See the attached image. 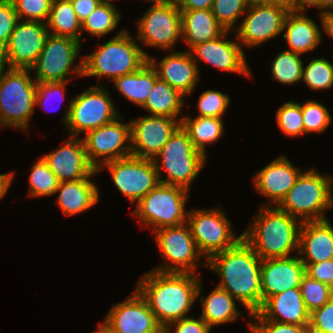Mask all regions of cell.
<instances>
[{"label":"cell","instance_id":"681fc988","mask_svg":"<svg viewBox=\"0 0 333 333\" xmlns=\"http://www.w3.org/2000/svg\"><path fill=\"white\" fill-rule=\"evenodd\" d=\"M174 327V328H173ZM175 329L174 332H171ZM212 328L200 317H186L171 322L164 333H210Z\"/></svg>","mask_w":333,"mask_h":333},{"label":"cell","instance_id":"5b68a950","mask_svg":"<svg viewBox=\"0 0 333 333\" xmlns=\"http://www.w3.org/2000/svg\"><path fill=\"white\" fill-rule=\"evenodd\" d=\"M316 168L304 170L277 206L301 222L324 220L333 208V178Z\"/></svg>","mask_w":333,"mask_h":333},{"label":"cell","instance_id":"680465c9","mask_svg":"<svg viewBox=\"0 0 333 333\" xmlns=\"http://www.w3.org/2000/svg\"><path fill=\"white\" fill-rule=\"evenodd\" d=\"M321 14L333 11V0H321Z\"/></svg>","mask_w":333,"mask_h":333},{"label":"cell","instance_id":"c3c4849f","mask_svg":"<svg viewBox=\"0 0 333 333\" xmlns=\"http://www.w3.org/2000/svg\"><path fill=\"white\" fill-rule=\"evenodd\" d=\"M69 82H46V83H38L36 84L37 91L35 96V106H41L45 111L48 110L45 105L49 102V100H53V98H61V102L65 99L66 93V84ZM57 100V99H56ZM54 101V100H53ZM48 105V104H47ZM59 109V108H57ZM56 109V110H57ZM54 110V109H53ZM52 111V110H51Z\"/></svg>","mask_w":333,"mask_h":333},{"label":"cell","instance_id":"7c38bea8","mask_svg":"<svg viewBox=\"0 0 333 333\" xmlns=\"http://www.w3.org/2000/svg\"><path fill=\"white\" fill-rule=\"evenodd\" d=\"M187 224L190 227L200 253L208 260L213 255L235 246L241 239L232 230V222L221 207L193 209L188 211Z\"/></svg>","mask_w":333,"mask_h":333},{"label":"cell","instance_id":"ac0fdd59","mask_svg":"<svg viewBox=\"0 0 333 333\" xmlns=\"http://www.w3.org/2000/svg\"><path fill=\"white\" fill-rule=\"evenodd\" d=\"M288 10L275 5L250 3L243 20L236 27L235 38L242 47H257L283 32Z\"/></svg>","mask_w":333,"mask_h":333},{"label":"cell","instance_id":"44dd1931","mask_svg":"<svg viewBox=\"0 0 333 333\" xmlns=\"http://www.w3.org/2000/svg\"><path fill=\"white\" fill-rule=\"evenodd\" d=\"M68 139L58 149L42 155L43 159L59 182L92 179L98 172L87 158L83 139Z\"/></svg>","mask_w":333,"mask_h":333},{"label":"cell","instance_id":"d590c367","mask_svg":"<svg viewBox=\"0 0 333 333\" xmlns=\"http://www.w3.org/2000/svg\"><path fill=\"white\" fill-rule=\"evenodd\" d=\"M303 65L301 55L283 50L271 63L272 79L284 85H295L302 80Z\"/></svg>","mask_w":333,"mask_h":333},{"label":"cell","instance_id":"ba28073f","mask_svg":"<svg viewBox=\"0 0 333 333\" xmlns=\"http://www.w3.org/2000/svg\"><path fill=\"white\" fill-rule=\"evenodd\" d=\"M177 185L159 182L146 196L135 205L132 215L138 218V223L152 233L158 229L175 227L187 223L189 210H185L189 192Z\"/></svg>","mask_w":333,"mask_h":333},{"label":"cell","instance_id":"94428289","mask_svg":"<svg viewBox=\"0 0 333 333\" xmlns=\"http://www.w3.org/2000/svg\"><path fill=\"white\" fill-rule=\"evenodd\" d=\"M114 1L115 0H99L100 3L107 4V5H112V6H116V5L113 4Z\"/></svg>","mask_w":333,"mask_h":333},{"label":"cell","instance_id":"db71d44e","mask_svg":"<svg viewBox=\"0 0 333 333\" xmlns=\"http://www.w3.org/2000/svg\"><path fill=\"white\" fill-rule=\"evenodd\" d=\"M317 8L321 14V0H293V11L307 12V8Z\"/></svg>","mask_w":333,"mask_h":333},{"label":"cell","instance_id":"7a4b0ae2","mask_svg":"<svg viewBox=\"0 0 333 333\" xmlns=\"http://www.w3.org/2000/svg\"><path fill=\"white\" fill-rule=\"evenodd\" d=\"M201 277L192 273H165L150 270L137 281L135 289L146 300L157 322L165 329L171 322L186 318L198 300Z\"/></svg>","mask_w":333,"mask_h":333},{"label":"cell","instance_id":"8992f818","mask_svg":"<svg viewBox=\"0 0 333 333\" xmlns=\"http://www.w3.org/2000/svg\"><path fill=\"white\" fill-rule=\"evenodd\" d=\"M31 70L11 69L0 65V126L28 132L35 112L37 82Z\"/></svg>","mask_w":333,"mask_h":333},{"label":"cell","instance_id":"8fae6325","mask_svg":"<svg viewBox=\"0 0 333 333\" xmlns=\"http://www.w3.org/2000/svg\"><path fill=\"white\" fill-rule=\"evenodd\" d=\"M153 234L160 255L168 263L153 267L152 270L165 273L195 274L199 266L207 267V260L198 250L187 223L161 228L154 231ZM200 259H202V263Z\"/></svg>","mask_w":333,"mask_h":333},{"label":"cell","instance_id":"74e56055","mask_svg":"<svg viewBox=\"0 0 333 333\" xmlns=\"http://www.w3.org/2000/svg\"><path fill=\"white\" fill-rule=\"evenodd\" d=\"M314 91L328 90L333 87V64L325 57L311 59L302 71V80Z\"/></svg>","mask_w":333,"mask_h":333},{"label":"cell","instance_id":"3957f363","mask_svg":"<svg viewBox=\"0 0 333 333\" xmlns=\"http://www.w3.org/2000/svg\"><path fill=\"white\" fill-rule=\"evenodd\" d=\"M242 238L261 259L287 258L298 253L302 222L277 206H261Z\"/></svg>","mask_w":333,"mask_h":333},{"label":"cell","instance_id":"6da1fadb","mask_svg":"<svg viewBox=\"0 0 333 333\" xmlns=\"http://www.w3.org/2000/svg\"><path fill=\"white\" fill-rule=\"evenodd\" d=\"M261 264L262 260L243 238L207 260V268L221 279L217 286L229 292L249 315L262 307Z\"/></svg>","mask_w":333,"mask_h":333},{"label":"cell","instance_id":"f546056e","mask_svg":"<svg viewBox=\"0 0 333 333\" xmlns=\"http://www.w3.org/2000/svg\"><path fill=\"white\" fill-rule=\"evenodd\" d=\"M202 280L199 283L197 298L201 301L202 312L200 317L212 328L213 326H221L222 324L231 323L238 320L242 316V312L238 310L236 303L238 302L229 292L219 286L215 288L205 297L202 296ZM201 295V297H200Z\"/></svg>","mask_w":333,"mask_h":333},{"label":"cell","instance_id":"f6af8a7d","mask_svg":"<svg viewBox=\"0 0 333 333\" xmlns=\"http://www.w3.org/2000/svg\"><path fill=\"white\" fill-rule=\"evenodd\" d=\"M18 21L19 19L11 0H0V54L7 46Z\"/></svg>","mask_w":333,"mask_h":333},{"label":"cell","instance_id":"f35d334b","mask_svg":"<svg viewBox=\"0 0 333 333\" xmlns=\"http://www.w3.org/2000/svg\"><path fill=\"white\" fill-rule=\"evenodd\" d=\"M276 120L284 135L292 138L305 135L301 103L291 100L282 104L276 112Z\"/></svg>","mask_w":333,"mask_h":333},{"label":"cell","instance_id":"b9f144b4","mask_svg":"<svg viewBox=\"0 0 333 333\" xmlns=\"http://www.w3.org/2000/svg\"><path fill=\"white\" fill-rule=\"evenodd\" d=\"M300 290L309 313L322 307L333 296V288L307 274L302 279Z\"/></svg>","mask_w":333,"mask_h":333},{"label":"cell","instance_id":"83f0119b","mask_svg":"<svg viewBox=\"0 0 333 333\" xmlns=\"http://www.w3.org/2000/svg\"><path fill=\"white\" fill-rule=\"evenodd\" d=\"M56 204L64 215L72 216L91 209L100 200V191L92 179L59 182Z\"/></svg>","mask_w":333,"mask_h":333},{"label":"cell","instance_id":"d6986e66","mask_svg":"<svg viewBox=\"0 0 333 333\" xmlns=\"http://www.w3.org/2000/svg\"><path fill=\"white\" fill-rule=\"evenodd\" d=\"M229 34L231 31L225 30L217 38L194 46L190 50L193 60L197 65L202 61L217 70L252 78L244 48L237 38L228 39Z\"/></svg>","mask_w":333,"mask_h":333},{"label":"cell","instance_id":"816d5d0a","mask_svg":"<svg viewBox=\"0 0 333 333\" xmlns=\"http://www.w3.org/2000/svg\"><path fill=\"white\" fill-rule=\"evenodd\" d=\"M75 13L82 23L100 3L99 0H70Z\"/></svg>","mask_w":333,"mask_h":333},{"label":"cell","instance_id":"8d00e7d4","mask_svg":"<svg viewBox=\"0 0 333 333\" xmlns=\"http://www.w3.org/2000/svg\"><path fill=\"white\" fill-rule=\"evenodd\" d=\"M29 169L31 172L28 179V195L35 198L55 195L59 180L43 157L41 156Z\"/></svg>","mask_w":333,"mask_h":333},{"label":"cell","instance_id":"30bf717a","mask_svg":"<svg viewBox=\"0 0 333 333\" xmlns=\"http://www.w3.org/2000/svg\"><path fill=\"white\" fill-rule=\"evenodd\" d=\"M81 42L66 36L48 34L44 47L33 67V78L38 83L69 82L70 74L83 77ZM77 63V64H76Z\"/></svg>","mask_w":333,"mask_h":333},{"label":"cell","instance_id":"4316f807","mask_svg":"<svg viewBox=\"0 0 333 333\" xmlns=\"http://www.w3.org/2000/svg\"><path fill=\"white\" fill-rule=\"evenodd\" d=\"M305 12L289 11L283 24V39L289 50L302 55L319 47L323 37L321 28ZM286 31V32H285Z\"/></svg>","mask_w":333,"mask_h":333},{"label":"cell","instance_id":"f5cc1de1","mask_svg":"<svg viewBox=\"0 0 333 333\" xmlns=\"http://www.w3.org/2000/svg\"><path fill=\"white\" fill-rule=\"evenodd\" d=\"M213 0H177L180 10L212 9Z\"/></svg>","mask_w":333,"mask_h":333},{"label":"cell","instance_id":"ee69618b","mask_svg":"<svg viewBox=\"0 0 333 333\" xmlns=\"http://www.w3.org/2000/svg\"><path fill=\"white\" fill-rule=\"evenodd\" d=\"M19 20L46 23L53 0H11Z\"/></svg>","mask_w":333,"mask_h":333},{"label":"cell","instance_id":"52a82bcc","mask_svg":"<svg viewBox=\"0 0 333 333\" xmlns=\"http://www.w3.org/2000/svg\"><path fill=\"white\" fill-rule=\"evenodd\" d=\"M152 160L161 183L189 190L205 167L207 156L195 149L188 133L180 126ZM161 170L167 174L163 179Z\"/></svg>","mask_w":333,"mask_h":333},{"label":"cell","instance_id":"603a6c76","mask_svg":"<svg viewBox=\"0 0 333 333\" xmlns=\"http://www.w3.org/2000/svg\"><path fill=\"white\" fill-rule=\"evenodd\" d=\"M168 55L159 62L150 55L148 61L155 68L158 78L169 86L179 91L182 95L189 96L196 89L200 81L199 65L193 60L190 51H168Z\"/></svg>","mask_w":333,"mask_h":333},{"label":"cell","instance_id":"f907efd6","mask_svg":"<svg viewBox=\"0 0 333 333\" xmlns=\"http://www.w3.org/2000/svg\"><path fill=\"white\" fill-rule=\"evenodd\" d=\"M303 264L307 275L333 288V259Z\"/></svg>","mask_w":333,"mask_h":333},{"label":"cell","instance_id":"bcb514c9","mask_svg":"<svg viewBox=\"0 0 333 333\" xmlns=\"http://www.w3.org/2000/svg\"><path fill=\"white\" fill-rule=\"evenodd\" d=\"M248 329L251 333H311L309 326H300L271 320L249 321Z\"/></svg>","mask_w":333,"mask_h":333},{"label":"cell","instance_id":"836d02e7","mask_svg":"<svg viewBox=\"0 0 333 333\" xmlns=\"http://www.w3.org/2000/svg\"><path fill=\"white\" fill-rule=\"evenodd\" d=\"M46 26L50 34L71 37L83 43L82 24L70 0H53Z\"/></svg>","mask_w":333,"mask_h":333},{"label":"cell","instance_id":"9c48e42d","mask_svg":"<svg viewBox=\"0 0 333 333\" xmlns=\"http://www.w3.org/2000/svg\"><path fill=\"white\" fill-rule=\"evenodd\" d=\"M113 101L108 89L98 85L74 96L61 119L67 134L70 137H81L82 133L85 135L90 130L116 120L121 115Z\"/></svg>","mask_w":333,"mask_h":333},{"label":"cell","instance_id":"6f0895ef","mask_svg":"<svg viewBox=\"0 0 333 333\" xmlns=\"http://www.w3.org/2000/svg\"><path fill=\"white\" fill-rule=\"evenodd\" d=\"M250 3L275 5L283 7L288 11H293V0H250Z\"/></svg>","mask_w":333,"mask_h":333},{"label":"cell","instance_id":"7402d4cb","mask_svg":"<svg viewBox=\"0 0 333 333\" xmlns=\"http://www.w3.org/2000/svg\"><path fill=\"white\" fill-rule=\"evenodd\" d=\"M299 168L282 154L256 172L252 178L253 186L259 195L269 200L263 206H278L281 203L304 171Z\"/></svg>","mask_w":333,"mask_h":333},{"label":"cell","instance_id":"60d3db41","mask_svg":"<svg viewBox=\"0 0 333 333\" xmlns=\"http://www.w3.org/2000/svg\"><path fill=\"white\" fill-rule=\"evenodd\" d=\"M305 134L322 133L332 122V116L326 106L317 100H307L301 104Z\"/></svg>","mask_w":333,"mask_h":333},{"label":"cell","instance_id":"4dcf8cb0","mask_svg":"<svg viewBox=\"0 0 333 333\" xmlns=\"http://www.w3.org/2000/svg\"><path fill=\"white\" fill-rule=\"evenodd\" d=\"M157 79V72L148 61L138 71L120 76L113 82L119 94L129 102L142 107Z\"/></svg>","mask_w":333,"mask_h":333},{"label":"cell","instance_id":"1f68e13d","mask_svg":"<svg viewBox=\"0 0 333 333\" xmlns=\"http://www.w3.org/2000/svg\"><path fill=\"white\" fill-rule=\"evenodd\" d=\"M223 118L182 115L181 126L188 133L195 149L208 155L207 145L217 143L224 134Z\"/></svg>","mask_w":333,"mask_h":333},{"label":"cell","instance_id":"11a10c76","mask_svg":"<svg viewBox=\"0 0 333 333\" xmlns=\"http://www.w3.org/2000/svg\"><path fill=\"white\" fill-rule=\"evenodd\" d=\"M320 21L323 32L326 33L333 40V11L327 12L325 14H320Z\"/></svg>","mask_w":333,"mask_h":333},{"label":"cell","instance_id":"d6a6232c","mask_svg":"<svg viewBox=\"0 0 333 333\" xmlns=\"http://www.w3.org/2000/svg\"><path fill=\"white\" fill-rule=\"evenodd\" d=\"M185 96L169 86L159 78L155 81L145 104L142 106L149 115L167 116L182 120V107L185 105Z\"/></svg>","mask_w":333,"mask_h":333},{"label":"cell","instance_id":"9a60e30c","mask_svg":"<svg viewBox=\"0 0 333 333\" xmlns=\"http://www.w3.org/2000/svg\"><path fill=\"white\" fill-rule=\"evenodd\" d=\"M93 333H164V329L135 289L125 301L111 306Z\"/></svg>","mask_w":333,"mask_h":333},{"label":"cell","instance_id":"f1b7e54d","mask_svg":"<svg viewBox=\"0 0 333 333\" xmlns=\"http://www.w3.org/2000/svg\"><path fill=\"white\" fill-rule=\"evenodd\" d=\"M182 42L190 51L194 46L213 40L225 29L217 22L211 9L180 10Z\"/></svg>","mask_w":333,"mask_h":333},{"label":"cell","instance_id":"4fadbf2b","mask_svg":"<svg viewBox=\"0 0 333 333\" xmlns=\"http://www.w3.org/2000/svg\"><path fill=\"white\" fill-rule=\"evenodd\" d=\"M107 169L112 182L131 204L139 202L159 184L158 173L152 159L129 156L103 163L98 169Z\"/></svg>","mask_w":333,"mask_h":333},{"label":"cell","instance_id":"d4e9b609","mask_svg":"<svg viewBox=\"0 0 333 333\" xmlns=\"http://www.w3.org/2000/svg\"><path fill=\"white\" fill-rule=\"evenodd\" d=\"M250 317L253 320H271L300 326L310 324V313L306 308L300 288H291L270 296L260 310Z\"/></svg>","mask_w":333,"mask_h":333},{"label":"cell","instance_id":"7dc6e473","mask_svg":"<svg viewBox=\"0 0 333 333\" xmlns=\"http://www.w3.org/2000/svg\"><path fill=\"white\" fill-rule=\"evenodd\" d=\"M309 330L311 333H333V296L310 313Z\"/></svg>","mask_w":333,"mask_h":333},{"label":"cell","instance_id":"ab89813d","mask_svg":"<svg viewBox=\"0 0 333 333\" xmlns=\"http://www.w3.org/2000/svg\"><path fill=\"white\" fill-rule=\"evenodd\" d=\"M249 5L250 0H213L211 10L217 22L225 30L234 32L239 18L246 13Z\"/></svg>","mask_w":333,"mask_h":333},{"label":"cell","instance_id":"cb8c5ba5","mask_svg":"<svg viewBox=\"0 0 333 333\" xmlns=\"http://www.w3.org/2000/svg\"><path fill=\"white\" fill-rule=\"evenodd\" d=\"M305 274V265L298 255L262 260V305L270 296L282 293L291 288H300Z\"/></svg>","mask_w":333,"mask_h":333},{"label":"cell","instance_id":"e575fe53","mask_svg":"<svg viewBox=\"0 0 333 333\" xmlns=\"http://www.w3.org/2000/svg\"><path fill=\"white\" fill-rule=\"evenodd\" d=\"M122 18L116 6L99 3L91 14L81 23L82 31L89 35L105 36L113 32Z\"/></svg>","mask_w":333,"mask_h":333},{"label":"cell","instance_id":"9f6ffc18","mask_svg":"<svg viewBox=\"0 0 333 333\" xmlns=\"http://www.w3.org/2000/svg\"><path fill=\"white\" fill-rule=\"evenodd\" d=\"M14 172L0 174V199H2L11 187L13 182Z\"/></svg>","mask_w":333,"mask_h":333},{"label":"cell","instance_id":"e0dca14e","mask_svg":"<svg viewBox=\"0 0 333 333\" xmlns=\"http://www.w3.org/2000/svg\"><path fill=\"white\" fill-rule=\"evenodd\" d=\"M46 23L19 20L0 54V65L30 70L41 53L47 35Z\"/></svg>","mask_w":333,"mask_h":333},{"label":"cell","instance_id":"5bb4252c","mask_svg":"<svg viewBox=\"0 0 333 333\" xmlns=\"http://www.w3.org/2000/svg\"><path fill=\"white\" fill-rule=\"evenodd\" d=\"M137 20V38L146 47L171 51L182 40L181 11L172 3H151Z\"/></svg>","mask_w":333,"mask_h":333},{"label":"cell","instance_id":"484cf974","mask_svg":"<svg viewBox=\"0 0 333 333\" xmlns=\"http://www.w3.org/2000/svg\"><path fill=\"white\" fill-rule=\"evenodd\" d=\"M298 256L303 263L333 259V225L328 219L302 222Z\"/></svg>","mask_w":333,"mask_h":333},{"label":"cell","instance_id":"ffe728a7","mask_svg":"<svg viewBox=\"0 0 333 333\" xmlns=\"http://www.w3.org/2000/svg\"><path fill=\"white\" fill-rule=\"evenodd\" d=\"M129 121L132 156L147 159H153L181 126L179 119L157 115L143 116Z\"/></svg>","mask_w":333,"mask_h":333},{"label":"cell","instance_id":"277c9868","mask_svg":"<svg viewBox=\"0 0 333 333\" xmlns=\"http://www.w3.org/2000/svg\"><path fill=\"white\" fill-rule=\"evenodd\" d=\"M149 56L130 32L124 29L111 40L100 44L97 50L82 57L83 77H97L98 85L104 86L100 79L106 77L114 81L120 76L136 72L148 62Z\"/></svg>","mask_w":333,"mask_h":333},{"label":"cell","instance_id":"7bdbcfd3","mask_svg":"<svg viewBox=\"0 0 333 333\" xmlns=\"http://www.w3.org/2000/svg\"><path fill=\"white\" fill-rule=\"evenodd\" d=\"M229 95L218 90H206L198 98V116L223 118L230 104Z\"/></svg>","mask_w":333,"mask_h":333},{"label":"cell","instance_id":"91938a15","mask_svg":"<svg viewBox=\"0 0 333 333\" xmlns=\"http://www.w3.org/2000/svg\"><path fill=\"white\" fill-rule=\"evenodd\" d=\"M147 1V0H145ZM148 2L151 3H172V4H176L177 0H148Z\"/></svg>","mask_w":333,"mask_h":333},{"label":"cell","instance_id":"2e32d148","mask_svg":"<svg viewBox=\"0 0 333 333\" xmlns=\"http://www.w3.org/2000/svg\"><path fill=\"white\" fill-rule=\"evenodd\" d=\"M123 120L120 116L82 137L87 158L96 170L105 162L132 156L131 125Z\"/></svg>","mask_w":333,"mask_h":333}]
</instances>
